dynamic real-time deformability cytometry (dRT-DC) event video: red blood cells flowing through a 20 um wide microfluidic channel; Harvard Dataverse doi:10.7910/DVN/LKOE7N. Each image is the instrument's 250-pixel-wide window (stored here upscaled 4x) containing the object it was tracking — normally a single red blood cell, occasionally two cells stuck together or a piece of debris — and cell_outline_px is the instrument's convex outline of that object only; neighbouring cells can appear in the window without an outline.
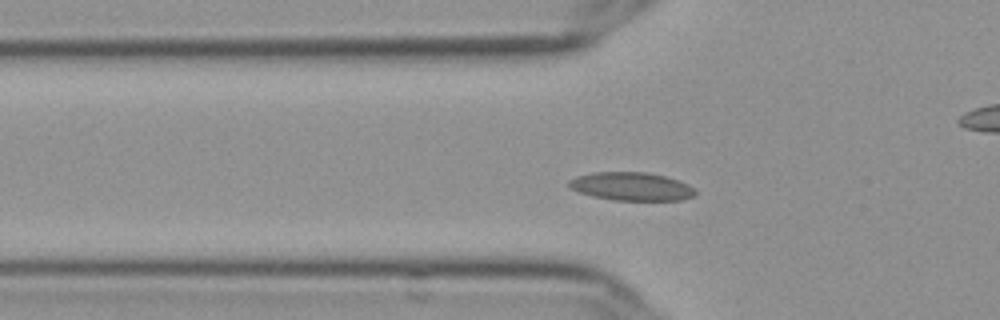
{"species": "Egyptian fruit bat (a non-hibernating species)", "species_latin": "Rousettus aegyptiacus", "temperature_condition": "cold", "stored_images_in_passage": 44, "camera_frame_rate_fps": 3000, "um_per_image_px": 0.085, "frame": {"image": 1, "passage_image": 6, "time_ms": 1.667, "image_size_px": [1000, 320], "cell_outline_px": [[696, 196], [680, 200], [616, 200], [592, 196], [580, 192], [572, 188], [568, 184], [568, 180], [576, 176], [592, 172], [648, 172], [664, 176], [688, 184], [696, 188]], "centroid_in_image_um": [53.69, 15.84], "position_along_channel_um": 72.1, "area_um2": 20.81}}
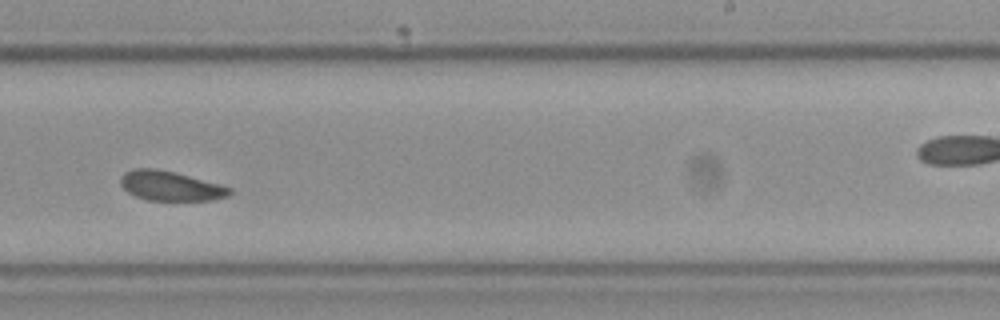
{"frame": {"image": 2, "passage_image": 23, "time_ms": 7.333, "image_size_px": [1000, 320], "cell_outline_px": [[232, 192], [228, 196], [212, 200], [148, 200], [136, 196], [128, 192], [120, 184], [120, 176], [124, 172], [136, 168], [152, 168], [176, 172], [220, 184], [232, 188]], "centroid_in_image_um": [14.49, 15.8], "position_along_channel_um": 274.5, "area_um2": 18.84}}
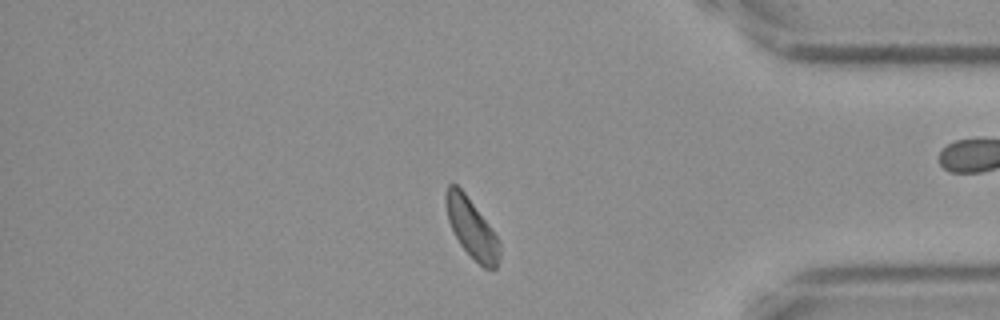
{"frame": {"image": 3, "passage_image": 35, "time_ms": 11.333, "image_size_px": [1000, 320], "cell_outline_px": [[500, 260], [496, 268], [484, 268], [460, 244], [448, 220], [444, 204], [444, 192], [448, 184], [456, 184], [464, 192], [500, 240]], "centroid_in_image_um": [40.08, 19.37], "position_along_channel_um": 395.1, "area_um2": 18.38}, "authors_computed_cell_mechanics": {"area_um2": 19.5364, "velocity_mm_per_s": 3.5737, "shape_relaxation_time_tau1_ms": 4.7792, "shape_relaxation_time_tau2_ms": 4.5706, "deformation_change_tau1": 0.0768, "deformation_change_tau2": 0.0732}}